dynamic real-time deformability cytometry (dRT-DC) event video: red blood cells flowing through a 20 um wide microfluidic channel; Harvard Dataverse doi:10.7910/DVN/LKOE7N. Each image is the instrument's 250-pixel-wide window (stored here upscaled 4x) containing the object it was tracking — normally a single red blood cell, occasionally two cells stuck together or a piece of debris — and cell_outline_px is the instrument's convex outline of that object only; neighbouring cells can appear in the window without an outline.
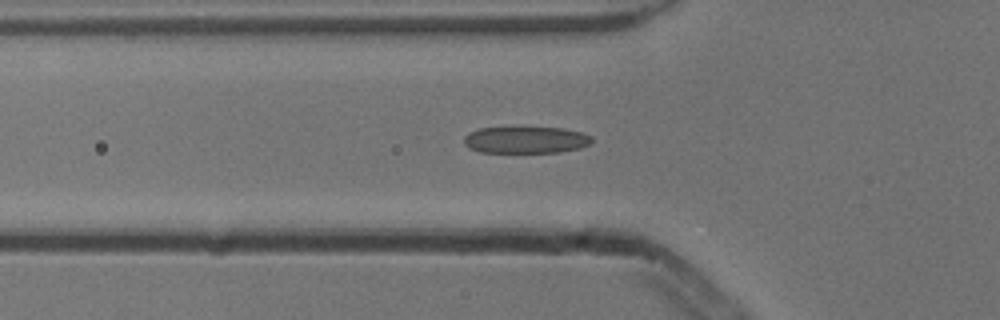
{"species": "common noctule bat (a hibernating species)", "species_latin": "Nyctalus noctula", "temperature_condition": "cold", "stored_images_in_passage": 38, "camera_frame_rate_fps": 3000, "um_per_image_px": 0.085, "animal": {"sex": "male", "body_mass_g": 13.3}, "frame": {"image": 1, "passage_image": 4, "time_ms": 1.0, "image_size_px": [1000, 320], "cell_outline_px": [[592, 140], [588, 144], [580, 148], [560, 152], [480, 152], [468, 148], [464, 144], [464, 136], [468, 132], [476, 128], [564, 128], [580, 132], [592, 136]], "centroid_in_image_um": [44.65, 11.89], "position_along_channel_um": 81.2, "area_um2": 19.88}}
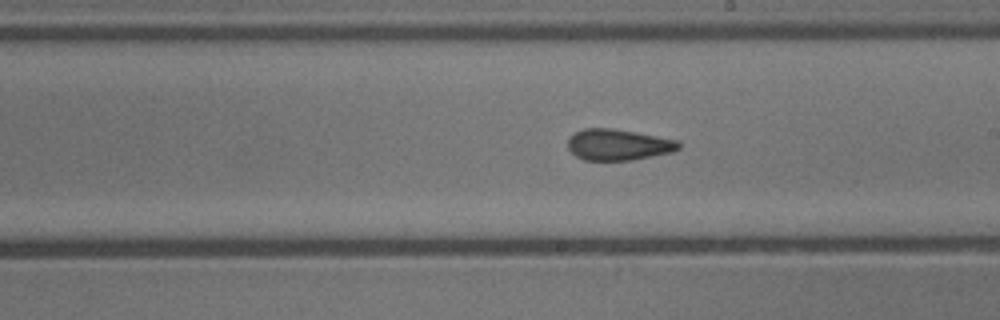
{"frame": {"image": 2, "passage_image": 16, "time_ms": 5.0, "image_size_px": [1000, 320], "cell_outline_px": [[680, 148], [672, 152], [632, 160], [584, 160], [576, 156], [568, 148], [568, 136], [584, 128], [612, 128], [636, 132], [680, 140]], "centroid_in_image_um": [52.56, 12.29], "position_along_channel_um": 236.4, "area_um2": 20.23}}
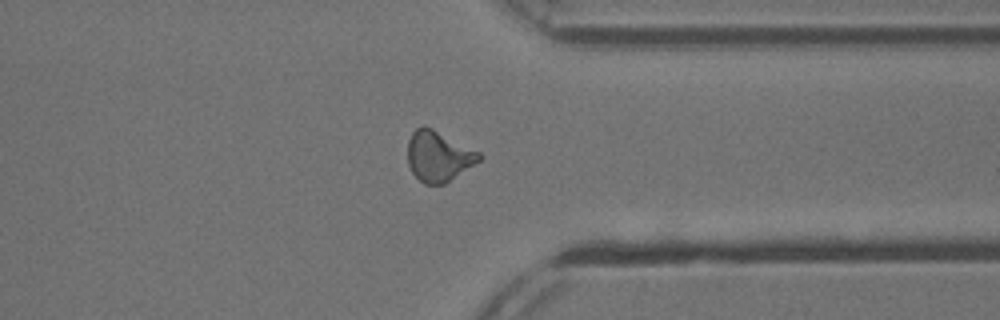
{"frame": {"image": 3, "passage_image": 27, "time_ms": 8.667, "image_size_px": [1000, 320], "cell_outline_px": [[484, 156], [480, 160], [444, 184], [424, 184], [412, 172], [408, 164], [408, 140], [412, 132], [416, 128], [424, 124], [480, 152]], "centroid_in_image_um": [37.26, 13.26], "position_along_channel_um": 374.1, "area_um2": 20.92}, "authors_computed_cell_mechanics": {"area_um2": 20.1144, "velocity_mm_per_s": 3.8574, "shape_relaxation_time_tau1_ms": 7.1599, "shape_relaxation_time_tau2_ms": 1.9543, "deformation_change_tau1": 0.1991, "deformation_change_tau2": 0.107}}